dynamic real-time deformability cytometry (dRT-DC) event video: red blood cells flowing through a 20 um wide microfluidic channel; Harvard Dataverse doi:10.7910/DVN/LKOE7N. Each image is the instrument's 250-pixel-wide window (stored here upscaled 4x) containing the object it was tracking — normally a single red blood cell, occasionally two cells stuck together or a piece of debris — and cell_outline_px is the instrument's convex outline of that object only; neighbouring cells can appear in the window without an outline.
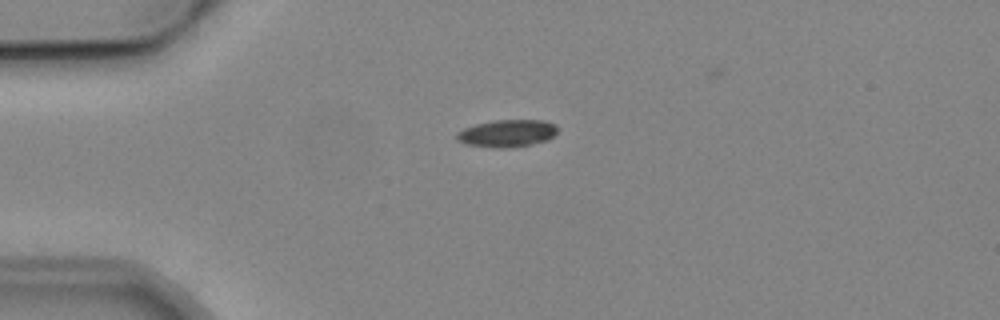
{"species": "common noctule bat (a hibernating species)", "species_latin": "Nyctalus noctula", "temperature_condition": "cold", "stored_images_in_passage": 3, "camera_frame_rate_fps": 3000, "um_per_image_px": 0.085, "animal": {"sex": "male", "body_mass_g": 19.2, "forearm_length_mm": 51.8}, "frame": {"image": 1, "passage_image": 1, "time_ms": 0.0, "image_size_px": [1000, 320], "cell_outline_px": [[556, 132], [548, 140], [512, 148], [496, 148], [464, 144], [456, 140], [456, 132], [464, 128], [476, 124], [492, 120], [544, 120], [556, 124]], "centroid_in_image_um": [43.07, 11.33], "position_along_channel_um": 41.9, "area_um2": 16.18}}
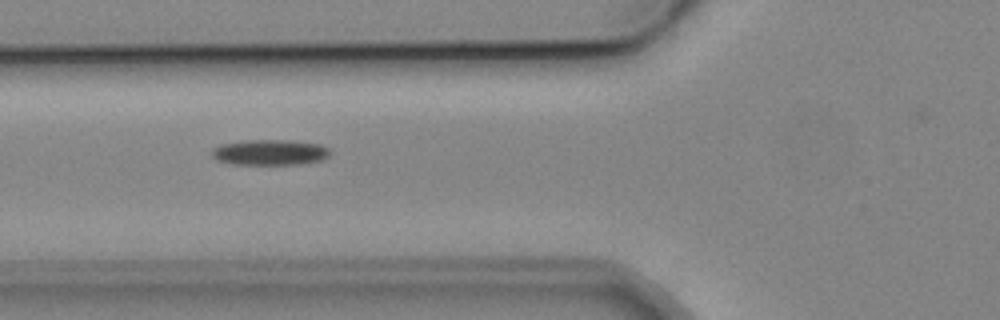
{"frame": {"image": 2, "passage_image": 3, "time_ms": 2.333, "image_size_px": [1000, 320], "cell_outline_px": [[332, 152], [328, 156], [320, 160], [296, 164], [232, 164], [216, 160], [212, 156], [212, 148], [220, 144], [248, 140], [288, 140], [320, 144], [328, 148]], "centroid_in_image_um": [22.91, 12.94], "position_along_channel_um": 102.9, "area_um2": 17.57}}